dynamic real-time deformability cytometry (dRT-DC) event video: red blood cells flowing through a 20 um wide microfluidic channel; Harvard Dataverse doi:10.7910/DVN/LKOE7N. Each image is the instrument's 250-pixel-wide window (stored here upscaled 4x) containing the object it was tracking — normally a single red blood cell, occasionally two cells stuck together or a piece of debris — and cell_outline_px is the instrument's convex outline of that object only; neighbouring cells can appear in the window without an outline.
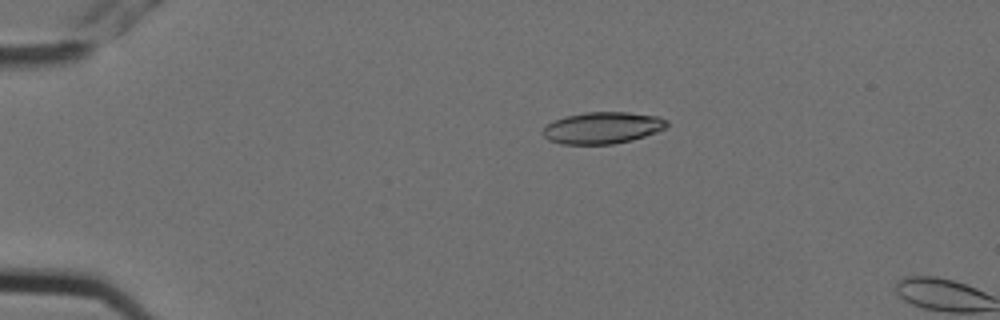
{"species": "Egyptian fruit bat (a non-hibernating species)", "species_latin": "Rousettus aegyptiacus", "temperature_condition": "cold", "stored_images_in_passage": 2, "camera_frame_rate_fps": 3000, "um_per_image_px": 0.085, "animal": {"sex": "female"}, "frame": {"image": 1, "passage_image": 2, "time_ms": 0.333, "image_size_px": [1000, 320], "cell_outline_px": [[668, 128], [632, 140], [612, 144], [560, 144], [548, 140], [544, 136], [544, 128], [548, 124], [556, 120], [568, 116], [584, 112], [628, 112], [660, 116], [668, 120]], "centroid_in_image_um": [51.27, 10.86], "position_along_channel_um": 33.7, "area_um2": 22.89}}